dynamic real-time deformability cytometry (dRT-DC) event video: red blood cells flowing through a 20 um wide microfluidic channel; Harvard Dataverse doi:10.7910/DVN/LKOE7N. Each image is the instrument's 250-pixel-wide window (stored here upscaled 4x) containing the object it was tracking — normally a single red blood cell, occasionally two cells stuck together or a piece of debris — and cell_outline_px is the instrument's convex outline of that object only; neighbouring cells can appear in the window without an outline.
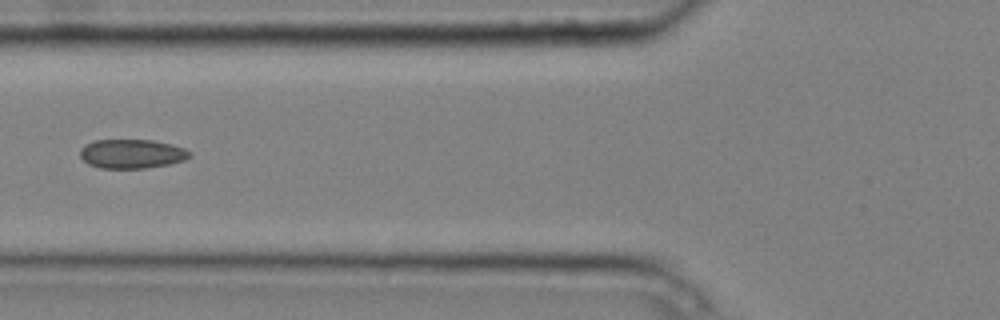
{"species": "common noctule bat (a hibernating species)", "species_latin": "Nyctalus noctula", "temperature_condition": "cold", "stored_images_in_passage": 5, "camera_frame_rate_fps": 3000, "um_per_image_px": 0.085, "animal": {"sex": "male", "body_mass_g": 20.4}, "frame": {"image": 1, "passage_image": 5, "time_ms": 1.333, "image_size_px": [1000, 320], "cell_outline_px": [[192, 156], [184, 160], [168, 164], [144, 168], [100, 168], [88, 164], [80, 156], [80, 148], [84, 144], [96, 140], [152, 140], [172, 144], [184, 148], [192, 152]], "centroid_in_image_um": [11.2, 13.07], "position_along_channel_um": 114.6, "area_um2": 18.67}}